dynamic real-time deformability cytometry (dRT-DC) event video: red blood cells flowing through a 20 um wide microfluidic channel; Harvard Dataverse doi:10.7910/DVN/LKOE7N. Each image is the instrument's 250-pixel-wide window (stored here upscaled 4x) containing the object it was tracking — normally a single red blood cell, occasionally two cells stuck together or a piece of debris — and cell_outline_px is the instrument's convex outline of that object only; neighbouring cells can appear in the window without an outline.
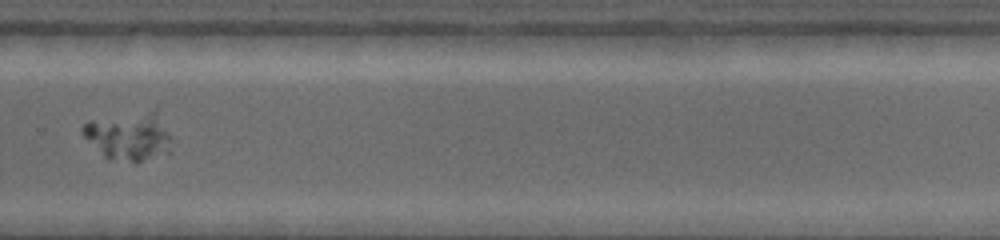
{"species": "common noctule bat (a hibernating species)", "species_latin": "Nyctalus noctula", "temperature_condition": "warm", "stored_images_in_passage": 22, "segment_of_instrument_passage": [2, 2], "camera_frame_rate_fps": 4500, "um_per_image_px": 0.085, "animal": {"sex": "female", "body_mass_g": 19.0, "forearm_length_mm": 53.3}, "frame": {"image": 1, "passage_image": 10, "time_ms": 8.889, "image_size_px": [1000, 240], "cell_outline_px": [[172, 152], [136, 164], [104, 156], [80, 132], [80, 128], [88, 120], [156, 104], [172, 140]], "centroid_in_image_um": [11.05, 11.47], "position_along_channel_um": 318.7, "area_um2": 26.76}}
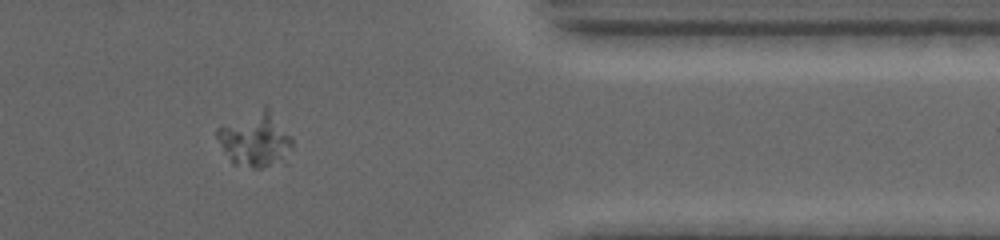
{"frame": {"image": 2, "passage_image": 14, "time_ms": 11.333, "image_size_px": [1000, 240], "cell_outline_px": [[292, 144], [288, 164], [260, 168], [252, 168], [232, 164], [216, 136], [216, 128], [264, 104], [268, 104], [292, 140]], "centroid_in_image_um": [21.74, 11.86], "position_along_channel_um": 389.7, "area_um2": 24.68}}
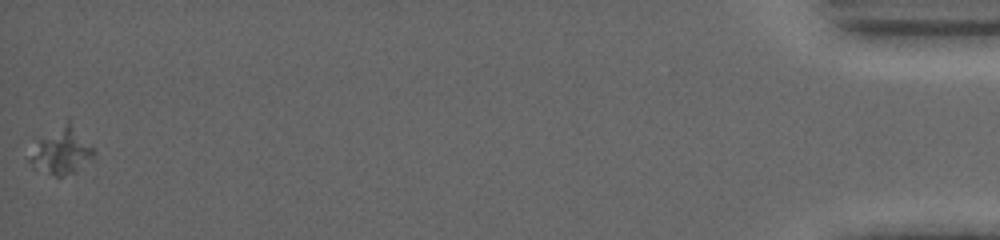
{"frame": {"image": 3, "passage_image": 22, "time_ms": 16.222, "image_size_px": [1000, 240], "cell_outline_px": [[92, 156], [76, 172], [60, 176], [56, 176], [32, 164], [28, 160], [36, 140], [68, 116], [92, 148]], "centroid_in_image_um": [5.2, 12.73], "position_along_channel_um": 430.0, "area_um2": 17.17}}